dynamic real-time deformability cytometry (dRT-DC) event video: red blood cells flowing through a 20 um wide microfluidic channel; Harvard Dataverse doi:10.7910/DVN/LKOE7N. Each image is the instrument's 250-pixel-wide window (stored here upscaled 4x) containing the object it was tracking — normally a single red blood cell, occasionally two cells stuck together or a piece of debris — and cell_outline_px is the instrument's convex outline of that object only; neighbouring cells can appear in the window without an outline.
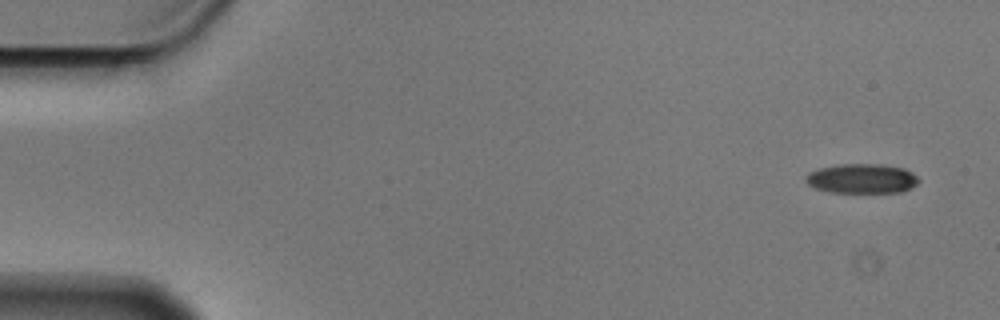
{"species": "Egyptian fruit bat (a non-hibernating species)", "species_latin": "Rousettus aegyptiacus", "temperature_condition": "cold", "stored_images_in_passage": 3, "camera_frame_rate_fps": 3000, "um_per_image_px": 0.085, "animal": {"sex": "male"}, "frame": {"image": 1, "passage_image": 1, "time_ms": 0.0, "image_size_px": [1000, 320], "cell_outline_px": [[920, 180], [916, 184], [900, 192], [828, 192], [816, 188], [808, 184], [804, 180], [804, 176], [808, 172], [820, 168], [840, 164], [880, 164], [904, 168], [912, 172]], "centroid_in_image_um": [73.22, 15.17], "position_along_channel_um": 11.8, "area_um2": 19.42}}